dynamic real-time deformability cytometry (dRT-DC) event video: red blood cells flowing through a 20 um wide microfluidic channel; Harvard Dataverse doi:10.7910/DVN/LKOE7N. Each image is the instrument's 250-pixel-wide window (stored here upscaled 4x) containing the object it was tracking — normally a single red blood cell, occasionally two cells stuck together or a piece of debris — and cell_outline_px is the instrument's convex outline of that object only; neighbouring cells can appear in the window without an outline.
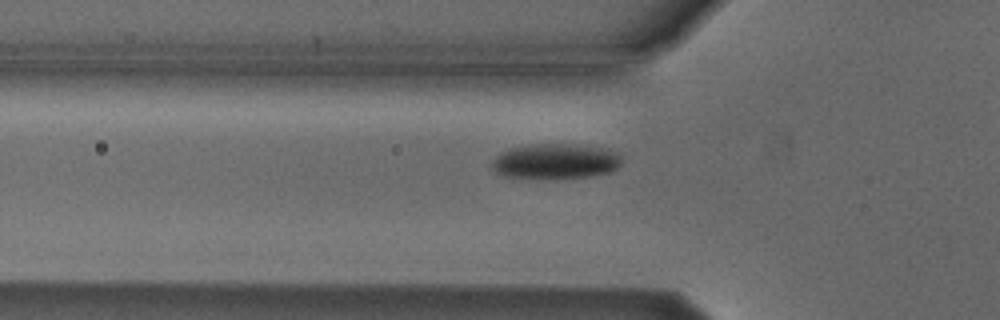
{"species": "Egyptian fruit bat (a non-hibernating species)", "species_latin": "Rousettus aegyptiacus", "temperature_condition": "cold", "stored_images_in_passage": 33, "camera_frame_rate_fps": 3000, "um_per_image_px": 0.085, "animal": {"sex": "male"}, "frame": {"image": 1, "passage_image": 7, "time_ms": 2.0, "image_size_px": [1000, 320], "cell_outline_px": [[620, 164], [616, 168], [608, 172], [588, 176], [504, 176], [496, 172], [492, 168], [492, 160], [496, 156], [512, 148], [536, 144], [572, 144], [600, 148], [616, 152], [620, 156]], "centroid_in_image_um": [47.21, 13.67], "position_along_channel_um": 78.6, "area_um2": 25.32}}
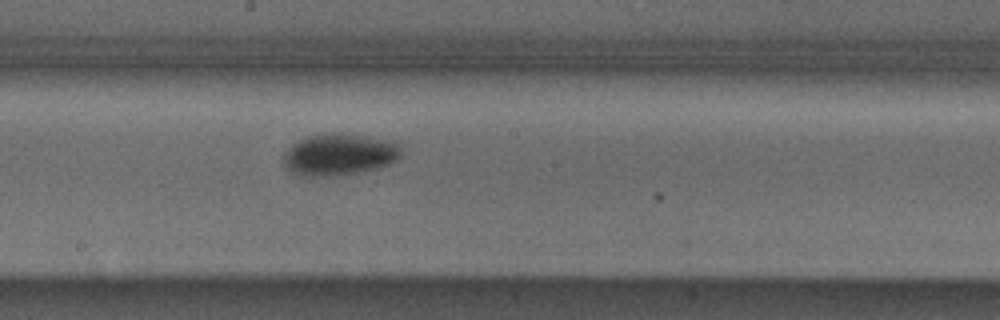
{"frame": {"image": 2, "passage_image": 18, "time_ms": 5.667, "image_size_px": [1000, 320], "cell_outline_px": [[400, 156], [396, 160], [388, 164], [376, 168], [352, 172], [292, 172], [284, 164], [284, 156], [292, 144], [308, 136], [332, 132], [364, 136], [384, 140], [400, 144]], "centroid_in_image_um": [28.89, 13.05], "position_along_channel_um": 219.3, "area_um2": 26.65}}
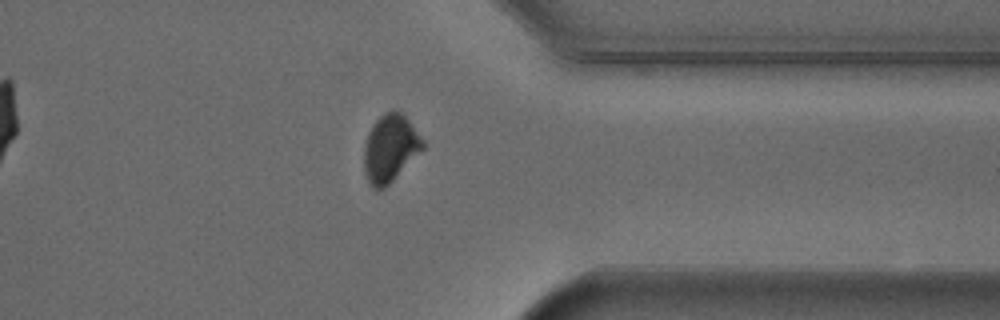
{"frame": {"image": 3, "passage_image": 31, "time_ms": 10.0, "image_size_px": [1000, 320], "cell_outline_px": [[424, 148], [384, 188], [376, 192], [368, 184], [364, 172], [364, 144], [368, 132], [372, 124], [380, 116], [392, 108], [396, 108], [408, 120], [424, 140]], "centroid_in_image_um": [33.13, 12.6], "position_along_channel_um": 378.3, "area_um2": 23.18}, "authors_computed_cell_mechanics": {"area_um2": 26.299, "velocity_mm_per_s": 3.8398, "shape_relaxation_time_tau1_ms": 2.7074, "shape_relaxation_time_tau2_ms": null, "deformation_change_tau1": 0.1037, "deformation_change_tau2": null}}